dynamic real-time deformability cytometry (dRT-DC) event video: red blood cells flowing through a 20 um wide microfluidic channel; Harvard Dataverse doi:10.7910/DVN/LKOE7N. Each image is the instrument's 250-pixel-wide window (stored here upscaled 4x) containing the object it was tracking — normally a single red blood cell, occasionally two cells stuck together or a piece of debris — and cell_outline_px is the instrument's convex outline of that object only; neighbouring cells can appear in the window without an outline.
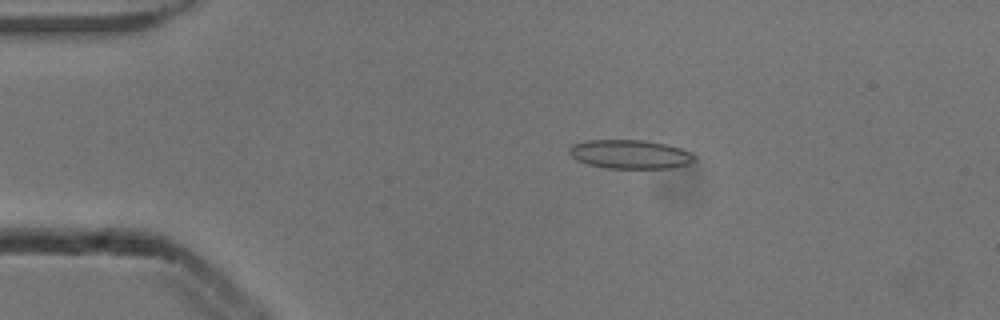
{"species": "common noctule bat (a hibernating species)", "species_latin": "Nyctalus noctula", "temperature_condition": "cold", "stored_images_in_passage": 52, "camera_frame_rate_fps": 3000, "um_per_image_px": 0.085, "animal": {"sex": "male", "body_mass_g": 13.3}, "frame": {"image": 1, "passage_image": 10, "time_ms": 3.0, "image_size_px": [1000, 320], "cell_outline_px": [[696, 160], [688, 164], [672, 168], [608, 168], [588, 164], [576, 160], [568, 152], [568, 148], [572, 144], [588, 140], [644, 140], [668, 144], [680, 148], [696, 156]], "centroid_in_image_um": [53.56, 13.11], "position_along_channel_um": 31.4, "area_um2": 21.15}}
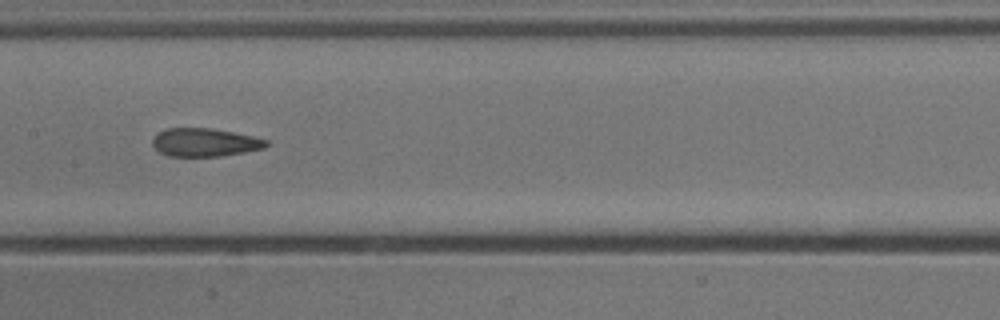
{"frame": {"image": 2, "passage_image": 26, "time_ms": 8.333, "image_size_px": [1000, 320], "cell_outline_px": [[268, 144], [264, 148], [244, 152], [220, 156], [168, 156], [160, 152], [152, 144], [152, 140], [164, 128], [208, 128], [232, 132], [252, 136], [268, 140]], "centroid_in_image_um": [17.4, 12.1], "position_along_channel_um": 190.0, "area_um2": 18.5}}
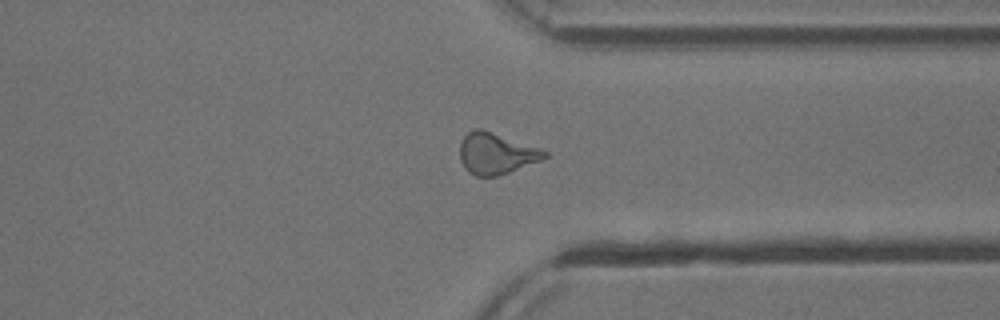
{"frame": {"image": 3, "passage_image": 40, "time_ms": 13.0, "image_size_px": [1000, 320], "cell_outline_px": [[548, 156], [540, 160], [508, 172], [496, 176], [476, 176], [468, 172], [464, 168], [460, 160], [460, 140], [468, 132], [476, 128], [480, 128], [540, 148], [548, 152]], "centroid_in_image_um": [42.13, 13.04], "position_along_channel_um": 369.3, "area_um2": 20.17}, "authors_computed_cell_mechanics": {"area_um2": 19.8254, "velocity_mm_per_s": 3.8794, "shape_relaxation_time_tau1_ms": 5.0035, "shape_relaxation_time_tau2_ms": 2.4042, "deformation_change_tau1": 0.162, "deformation_change_tau2": 0.1217}}